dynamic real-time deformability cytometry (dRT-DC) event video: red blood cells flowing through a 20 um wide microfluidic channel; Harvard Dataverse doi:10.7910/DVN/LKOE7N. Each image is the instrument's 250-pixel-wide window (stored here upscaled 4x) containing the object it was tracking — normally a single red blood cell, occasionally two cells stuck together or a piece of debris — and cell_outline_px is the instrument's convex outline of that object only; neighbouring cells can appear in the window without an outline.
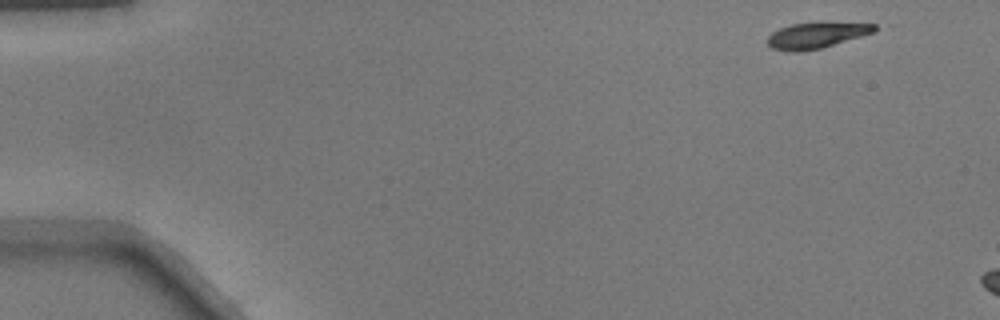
{"species": "common noctule bat (a hibernating species)", "species_latin": "Nyctalus noctula", "temperature_condition": "warm", "stored_images_in_passage": 6, "camera_frame_rate_fps": 3000, "um_per_image_px": 0.085, "animal": {"sex": "male", "body_mass_g": 17.9}, "frame": {"image": 1, "passage_image": 1, "time_ms": 0.0, "image_size_px": [1000, 320], "cell_outline_px": [[876, 32], [820, 48], [796, 52], [792, 52], [772, 48], [768, 44], [768, 36], [772, 32], [780, 28], [792, 24], [876, 24]], "centroid_in_image_um": [69.35, 3.03], "position_along_channel_um": 15.6, "area_um2": 15.37}}